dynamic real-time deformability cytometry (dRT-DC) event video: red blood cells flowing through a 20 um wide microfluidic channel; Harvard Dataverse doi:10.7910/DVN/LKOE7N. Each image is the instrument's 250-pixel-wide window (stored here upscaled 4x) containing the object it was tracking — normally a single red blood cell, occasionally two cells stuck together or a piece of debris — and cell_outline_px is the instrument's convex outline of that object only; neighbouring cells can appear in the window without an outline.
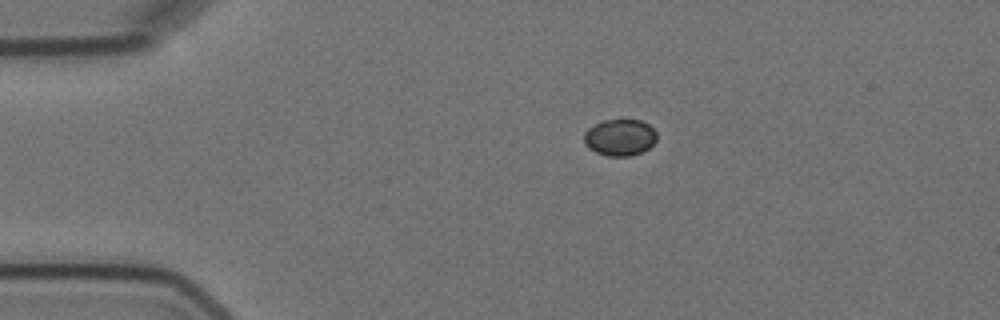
{"species": "Egyptian fruit bat (a non-hibernating species)", "species_latin": "Rousettus aegyptiacus", "temperature_condition": "cold", "stored_images_in_passage": 5, "camera_frame_rate_fps": 3000, "um_per_image_px": 0.085, "animal": {"sex": "female"}, "frame": {"image": 1, "passage_image": 1, "time_ms": 0.0, "image_size_px": [1000, 320], "cell_outline_px": [[656, 140], [648, 148], [632, 156], [608, 156], [596, 152], [588, 148], [584, 144], [584, 132], [588, 128], [604, 120], [640, 120], [648, 124], [656, 132]], "centroid_in_image_um": [52.67, 11.69], "position_along_channel_um": 32.3, "area_um2": 15.43}}
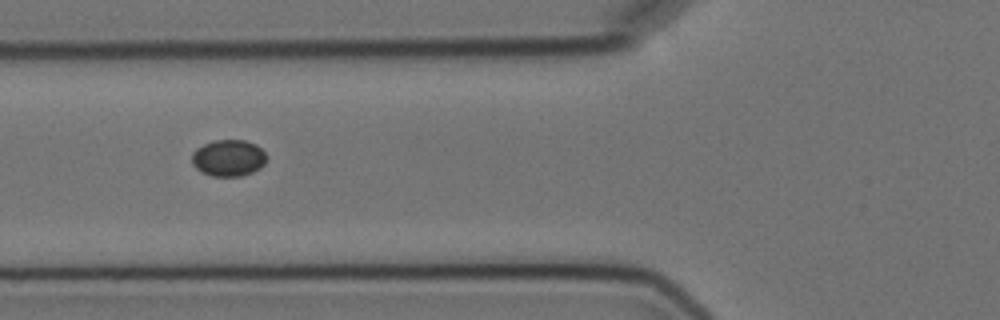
{"frame": {"image": 2, "passage_image": 4, "time_ms": 3.333, "image_size_px": [1000, 320], "cell_outline_px": [[268, 156], [264, 164], [260, 168], [252, 172], [240, 176], [212, 176], [200, 172], [192, 164], [192, 152], [196, 148], [212, 140], [244, 140], [256, 144]], "centroid_in_image_um": [19.41, 13.42], "position_along_channel_um": 106.4, "area_um2": 16.07}}
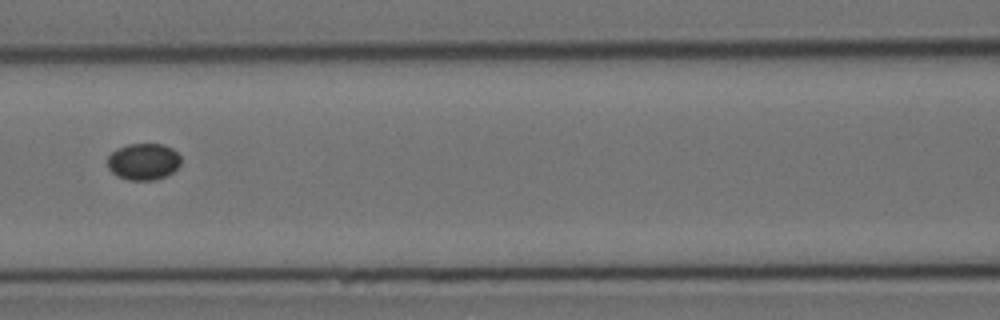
{"frame": {"image": 3, "passage_image": 5, "time_ms": 4.667, "image_size_px": [1000, 320], "cell_outline_px": [[180, 164], [168, 176], [156, 180], [128, 180], [116, 176], [108, 168], [108, 156], [112, 152], [128, 144], [164, 144], [172, 148], [180, 156]], "centroid_in_image_um": [12.2, 13.75], "position_along_channel_um": 154.4, "area_um2": 15.72}}